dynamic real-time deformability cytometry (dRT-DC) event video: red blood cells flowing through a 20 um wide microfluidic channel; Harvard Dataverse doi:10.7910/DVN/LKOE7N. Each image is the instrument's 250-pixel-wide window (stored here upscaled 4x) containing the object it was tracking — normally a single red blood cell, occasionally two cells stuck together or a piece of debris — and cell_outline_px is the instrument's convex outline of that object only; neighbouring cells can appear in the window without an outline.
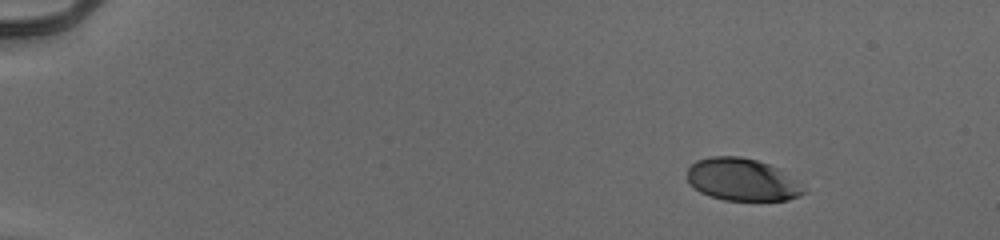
{"species": "human", "species_latin": "Homo sapiens", "temperature_condition": "cold", "stored_images_in_passage": 48, "camera_frame_rate_fps": 3000, "um_per_image_px": 0.085, "donor": {"sex": "male"}, "frame": {"image": 1, "passage_image": 1, "time_ms": 0.0, "image_size_px": [1000, 240], "cell_outline_px": [[804, 192], [800, 196], [788, 200], [724, 200], [708, 196], [692, 188], [688, 184], [688, 168], [696, 160], [712, 156], [740, 156], [756, 160], [768, 164], [776, 168], [796, 184]], "centroid_in_image_um": [62.95, 15.27], "position_along_channel_um": 22.1, "area_um2": 28.21}}
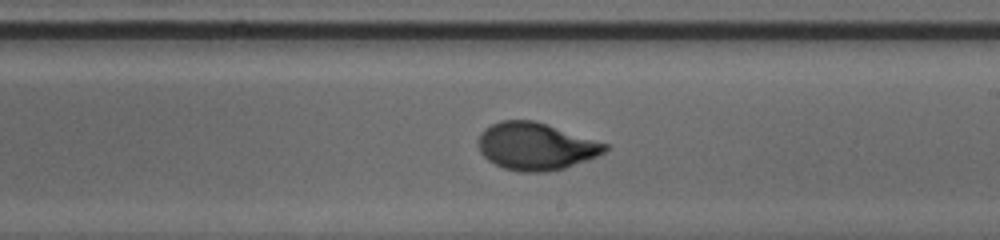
{"frame": {"image": 2, "passage_image": 28, "time_ms": 9.0, "image_size_px": [1000, 240], "cell_outline_px": [[608, 148], [604, 152], [596, 156], [564, 168], [544, 172], [520, 172], [504, 168], [488, 160], [480, 152], [476, 144], [476, 140], [480, 132], [484, 128], [500, 120], [532, 120], [608, 144]], "centroid_in_image_um": [45.46, 12.44], "position_along_channel_um": 243.5, "area_um2": 34.74}}
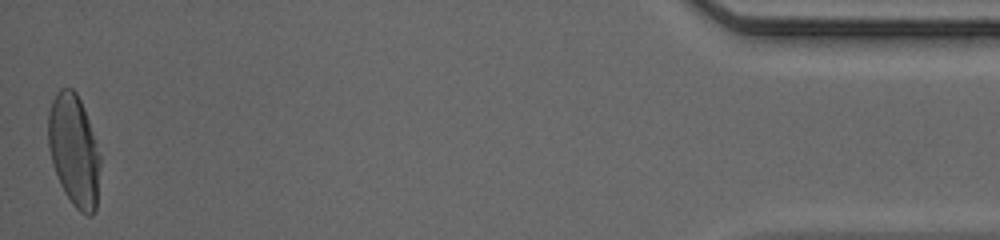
{"frame": {"image": 3, "passage_image": 48, "time_ms": 15.667, "image_size_px": [1000, 240], "cell_outline_px": [[100, 164], [96, 208], [92, 216], [88, 216], [80, 212], [72, 204], [64, 192], [60, 184], [52, 164], [48, 148], [48, 112], [52, 100], [56, 92], [60, 88], [72, 88], [76, 92], [80, 100], [88, 120], [100, 156]], "centroid_in_image_um": [6.27, 12.8], "position_along_channel_um": 428.9, "area_um2": 33.81}, "authors_computed_cell_mechanics": {"area_um2": 33.4662, "velocity_mm_per_s": 3.9589, "shape_relaxation_time_tau1_ms": 2.9, "shape_relaxation_time_tau2_ms": null, "deformation_change_tau1": 0.1779, "deformation_change_tau2": null}}